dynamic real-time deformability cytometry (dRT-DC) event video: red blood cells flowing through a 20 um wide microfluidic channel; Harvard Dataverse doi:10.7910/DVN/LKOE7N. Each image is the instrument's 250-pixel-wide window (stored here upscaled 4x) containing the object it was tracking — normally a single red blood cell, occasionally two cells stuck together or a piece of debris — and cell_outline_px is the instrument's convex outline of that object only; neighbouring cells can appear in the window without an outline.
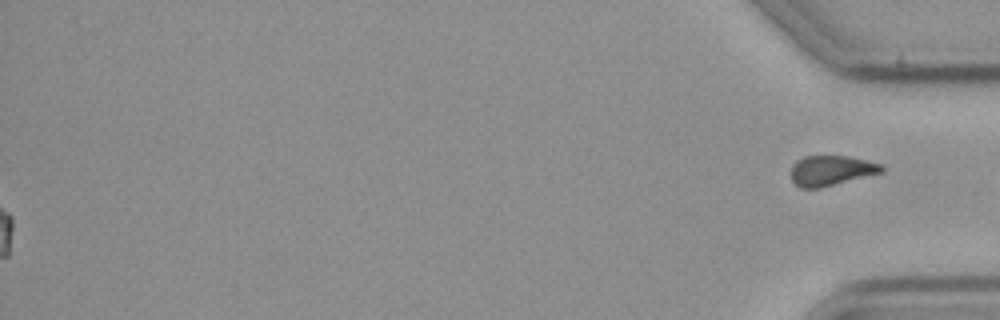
{"species": "common noctule bat (a hibernating species)", "species_latin": "Nyctalus noctula", "temperature_condition": "cold", "stored_images_in_passage": 49, "segment_of_instrument_passage": [2, 2], "camera_frame_rate_fps": 3000, "um_per_image_px": 0.085, "animal": {"sex": "male", "body_mass_g": 23.1, "forearm_length_mm": 52.7}, "frame": {"image": 1, "passage_image": 49, "time_ms": 16.0, "image_size_px": [1000, 320], "cell_outline_px": [[884, 172], [820, 188], [800, 188], [792, 180], [792, 164], [796, 160], [804, 156], [848, 156], [884, 164]], "centroid_in_image_um": [70.68, 14.49], "position_along_channel_um": 364.5, "area_um2": 16.01}}